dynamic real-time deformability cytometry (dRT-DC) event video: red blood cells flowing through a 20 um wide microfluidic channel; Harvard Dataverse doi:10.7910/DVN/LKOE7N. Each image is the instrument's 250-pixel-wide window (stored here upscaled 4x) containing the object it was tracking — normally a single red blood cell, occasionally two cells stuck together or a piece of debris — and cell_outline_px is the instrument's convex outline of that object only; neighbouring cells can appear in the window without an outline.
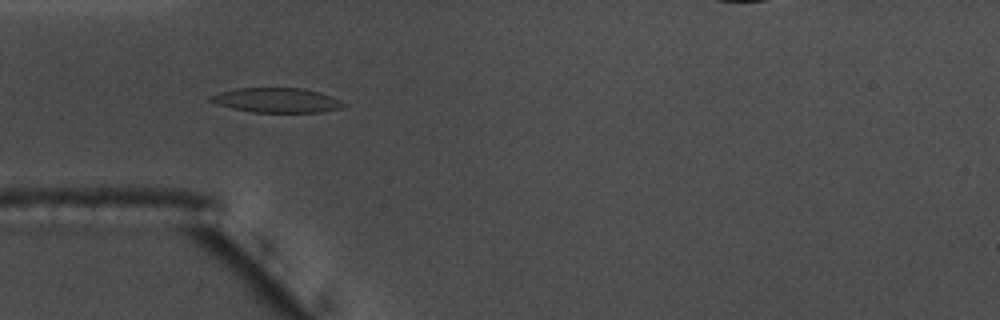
{"species": "common noctule bat (a hibernating species)", "species_latin": "Nyctalus noctula", "temperature_condition": "warm", "stored_images_in_passage": 55, "camera_frame_rate_fps": 3000, "um_per_image_px": 0.085, "animal": {"sex": "male", "body_mass_g": 17.5, "forearm_length_mm": 52.3}, "frame": {"image": 1, "passage_image": 16, "time_ms": 5.0, "image_size_px": [1000, 320], "cell_outline_px": [[344, 104], [340, 108], [320, 112], [252, 112], [232, 108], [216, 104], [208, 100], [208, 96], [220, 92], [236, 88], [304, 88], [320, 92], [332, 96], [340, 100]], "centroid_in_image_um": [23.48, 8.51], "position_along_channel_um": 61.5, "area_um2": 19.07}, "authors_computed_cell_mechanics": {"area_um2": 19.1318, "velocity_mm_per_s": 3.6873, "shape_relaxation_time_tau1_ms": 8.0959, "shape_relaxation_time_tau2_ms": 3.2181, "deformation_change_tau1": 0.2081, "deformation_change_tau2": 0.063}}